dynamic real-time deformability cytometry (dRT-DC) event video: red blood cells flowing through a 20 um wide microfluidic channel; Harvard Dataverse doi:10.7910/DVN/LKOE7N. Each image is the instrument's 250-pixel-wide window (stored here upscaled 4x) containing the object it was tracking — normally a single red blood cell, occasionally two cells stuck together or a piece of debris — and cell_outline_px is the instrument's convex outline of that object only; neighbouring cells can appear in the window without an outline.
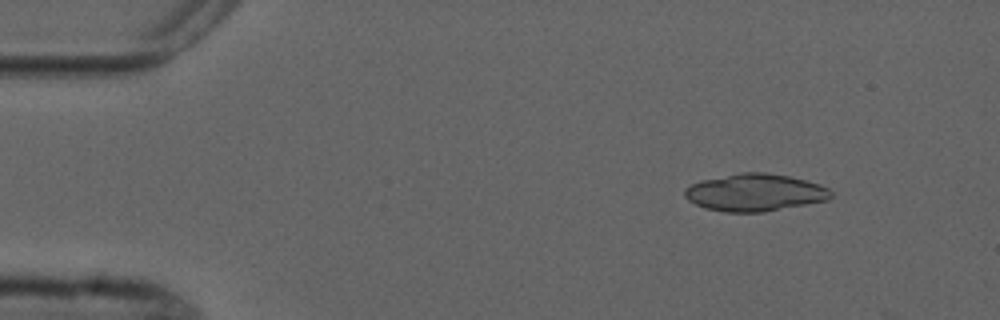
{"species": "common noctule bat (a hibernating species)", "species_latin": "Nyctalus noctula", "temperature_condition": "cold", "stored_images_in_passage": 3, "camera_frame_rate_fps": 3000, "um_per_image_px": 0.085, "animal": {"sex": "male", "forearm_length_mm": 52.5}, "frame": {"image": 1, "passage_image": 1, "time_ms": 0.0, "image_size_px": [1000, 320], "cell_outline_px": [[832, 196], [828, 200], [764, 212], [724, 212], [704, 208], [688, 200], [684, 196], [684, 188], [692, 184], [704, 180], [740, 172], [764, 172], [788, 176], [820, 184], [828, 188], [832, 192]], "centroid_in_image_um": [64.17, 16.37], "position_along_channel_um": 20.8, "area_um2": 31.73}}